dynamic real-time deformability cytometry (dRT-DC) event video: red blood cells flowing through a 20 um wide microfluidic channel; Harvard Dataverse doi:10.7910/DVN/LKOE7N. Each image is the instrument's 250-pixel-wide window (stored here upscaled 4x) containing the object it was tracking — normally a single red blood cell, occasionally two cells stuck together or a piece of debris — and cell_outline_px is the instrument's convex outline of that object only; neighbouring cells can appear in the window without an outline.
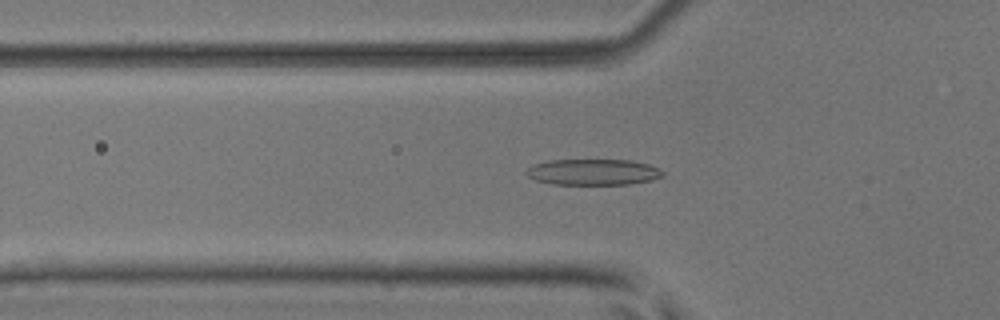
{"species": "common noctule bat (a hibernating species)", "species_latin": "Nyctalus noctula", "temperature_condition": "room temperature", "stored_images_in_passage": 40, "camera_frame_rate_fps": 3000, "um_per_image_px": 0.085, "animal": {"sex": "male", "body_mass_g": 17.9, "forearm_length_mm": 54.2}, "frame": {"image": 1, "passage_image": 17, "time_ms": 5.333, "image_size_px": [1000, 320], "cell_outline_px": [[664, 176], [652, 180], [628, 184], [552, 184], [536, 180], [528, 176], [524, 172], [532, 164], [548, 160], [632, 160], [648, 164], [660, 168], [664, 172]], "centroid_in_image_um": [50.42, 14.62], "position_along_channel_um": 75.4, "area_um2": 20.81}}
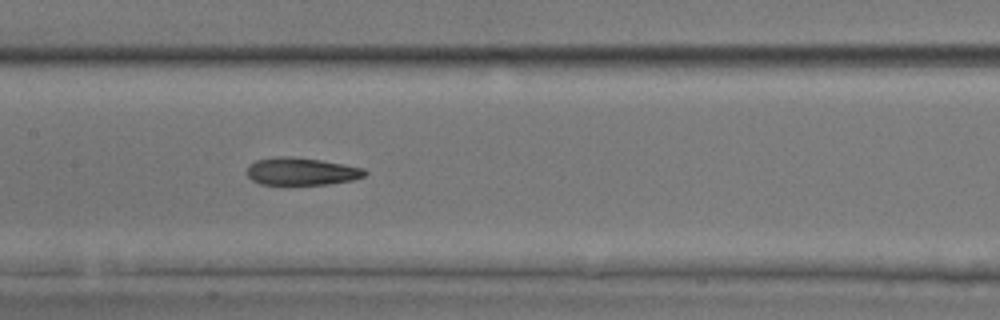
{"frame": {"image": 2, "passage_image": 25, "time_ms": 8.0, "image_size_px": [1000, 320], "cell_outline_px": [[368, 172], [364, 176], [352, 180], [328, 184], [260, 184], [252, 180], [248, 176], [248, 168], [256, 160], [280, 156], [288, 156], [320, 160], [364, 168]], "centroid_in_image_um": [25.64, 14.57], "position_along_channel_um": 181.8, "area_um2": 18.61}}
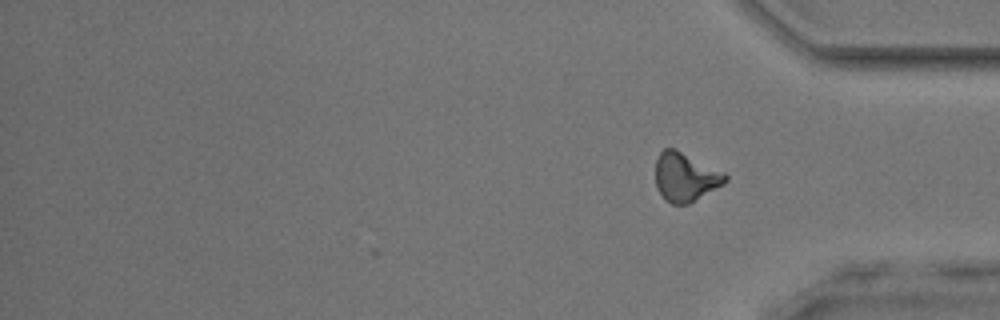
{"frame": {"image": 3, "passage_image": 40, "time_ms": 13.0, "image_size_px": [1000, 320], "cell_outline_px": [[728, 180], [724, 184], [688, 204], [672, 204], [664, 200], [656, 188], [656, 160], [660, 152], [664, 148], [676, 148], [724, 172], [728, 176]], "centroid_in_image_um": [58.25, 15.04], "position_along_channel_um": 377.0, "area_um2": 20.0}, "authors_computed_cell_mechanics": {"area_um2": 19.941, "velocity_mm_per_s": 3.9784, "shape_relaxation_time_tau1_ms": 6.2274, "shape_relaxation_time_tau2_ms": 3.7928, "deformation_change_tau1": 0.1912, "deformation_change_tau2": 0.1358}}